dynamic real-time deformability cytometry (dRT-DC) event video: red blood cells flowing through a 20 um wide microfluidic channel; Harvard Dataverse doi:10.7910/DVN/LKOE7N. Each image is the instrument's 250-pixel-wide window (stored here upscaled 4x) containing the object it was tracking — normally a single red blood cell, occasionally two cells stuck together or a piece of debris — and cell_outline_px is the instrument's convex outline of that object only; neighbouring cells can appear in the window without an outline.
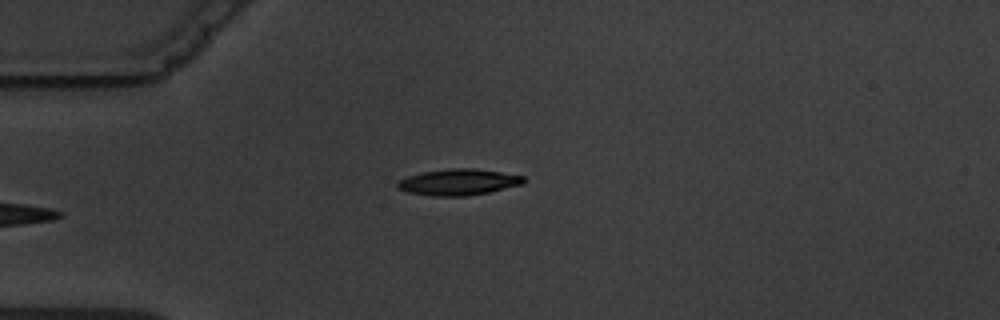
{"species": "common noctule bat (a hibernating species)", "species_latin": "Nyctalus noctula", "temperature_condition": "warm", "stored_images_in_passage": 8, "camera_frame_rate_fps": 3000, "um_per_image_px": 0.085, "animal": {"sex": "male", "body_mass_g": 19.5, "forearm_length_mm": 54.6}, "frame": {"image": 1, "passage_image": 4, "time_ms": 4.667, "image_size_px": [1000, 320], "cell_outline_px": [[524, 184], [488, 192], [464, 196], [432, 196], [408, 192], [396, 188], [396, 184], [400, 180], [408, 176], [420, 172], [452, 168], [472, 168], [500, 172], [524, 176]], "centroid_in_image_um": [38.94, 15.48], "position_along_channel_um": 46.1, "area_um2": 19.19}}
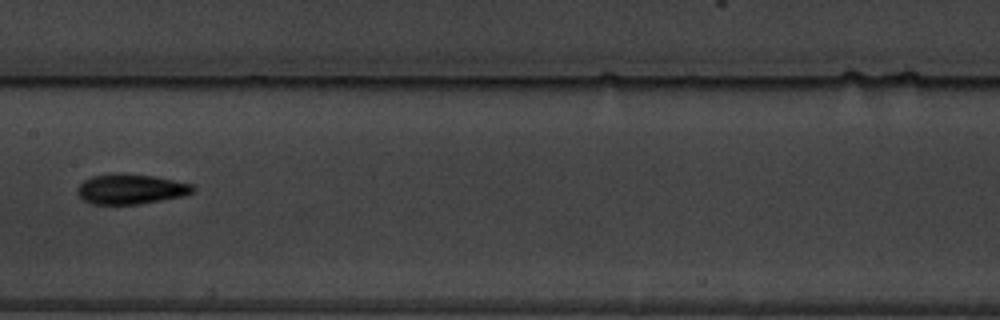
{"frame": {"image": 2, "passage_image": 8, "time_ms": 9.333, "image_size_px": [1000, 320], "cell_outline_px": [[196, 188], [192, 192], [184, 196], [140, 204], [92, 204], [84, 200], [76, 192], [76, 188], [84, 180], [92, 176], [112, 172], [120, 172], [152, 176], [192, 184]], "centroid_in_image_um": [11.08, 16.06], "position_along_channel_um": 196.3, "area_um2": 20.4}}